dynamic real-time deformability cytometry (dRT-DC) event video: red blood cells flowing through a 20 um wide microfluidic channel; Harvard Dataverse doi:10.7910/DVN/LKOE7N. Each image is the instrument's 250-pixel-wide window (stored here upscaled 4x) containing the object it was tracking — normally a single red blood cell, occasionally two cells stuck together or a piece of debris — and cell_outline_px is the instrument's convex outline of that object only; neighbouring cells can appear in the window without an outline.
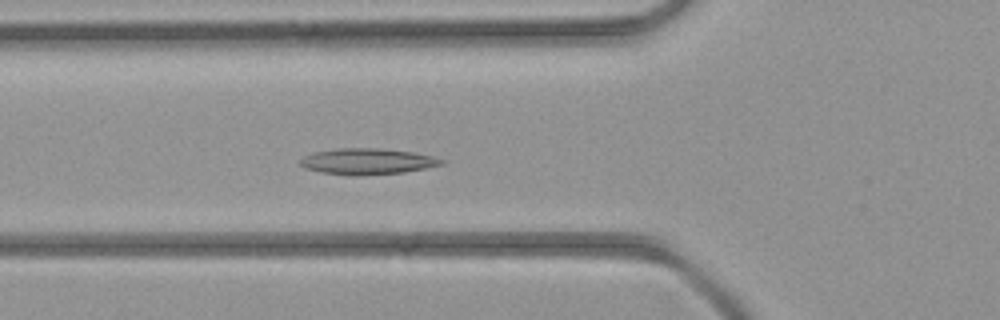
{"species": "common noctule bat (a hibernating species)", "species_latin": "Nyctalus noctula", "temperature_condition": "room temperature", "stored_images_in_passage": 34, "camera_frame_rate_fps": 3000, "um_per_image_px": 0.085, "animal": {"sex": "female", "body_mass_g": 21.9}, "frame": {"image": 1, "passage_image": 6, "time_ms": 1.667, "image_size_px": [1000, 320], "cell_outline_px": [[444, 164], [404, 172], [360, 176], [348, 176], [320, 172], [304, 168], [300, 164], [300, 160], [304, 156], [312, 152], [336, 148], [380, 148], [412, 152], [432, 156], [444, 160]], "centroid_in_image_um": [31.17, 13.72], "position_along_channel_um": 94.6, "area_um2": 21.62}}
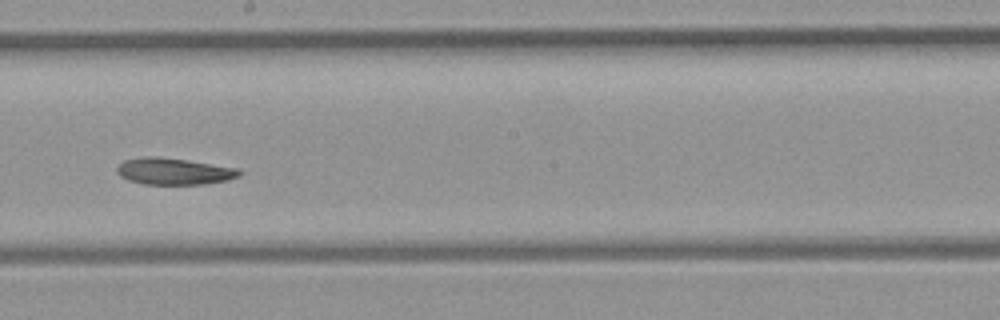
{"frame": {"image": 2, "passage_image": 15, "time_ms": 4.667, "image_size_px": [1000, 320], "cell_outline_px": [[244, 172], [240, 176], [228, 180], [208, 184], [144, 184], [128, 180], [120, 176], [116, 172], [116, 168], [124, 160], [144, 156], [156, 156], [240, 168]], "centroid_in_image_um": [14.81, 14.57], "position_along_channel_um": 233.4, "area_um2": 19.13}}
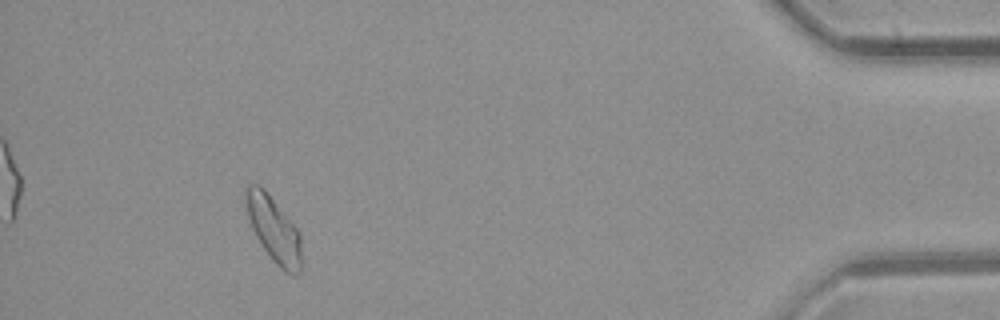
{"frame": {"image": 3, "passage_image": 31, "time_ms": 10.0, "image_size_px": [1000, 320], "cell_outline_px": [[304, 268], [296, 276], [284, 272], [272, 260], [260, 244], [252, 228], [244, 204], [244, 188], [248, 184], [256, 184], [264, 188], [300, 232]], "centroid_in_image_um": [23.29, 19.54], "position_along_channel_um": 411.9, "area_um2": 21.91}}